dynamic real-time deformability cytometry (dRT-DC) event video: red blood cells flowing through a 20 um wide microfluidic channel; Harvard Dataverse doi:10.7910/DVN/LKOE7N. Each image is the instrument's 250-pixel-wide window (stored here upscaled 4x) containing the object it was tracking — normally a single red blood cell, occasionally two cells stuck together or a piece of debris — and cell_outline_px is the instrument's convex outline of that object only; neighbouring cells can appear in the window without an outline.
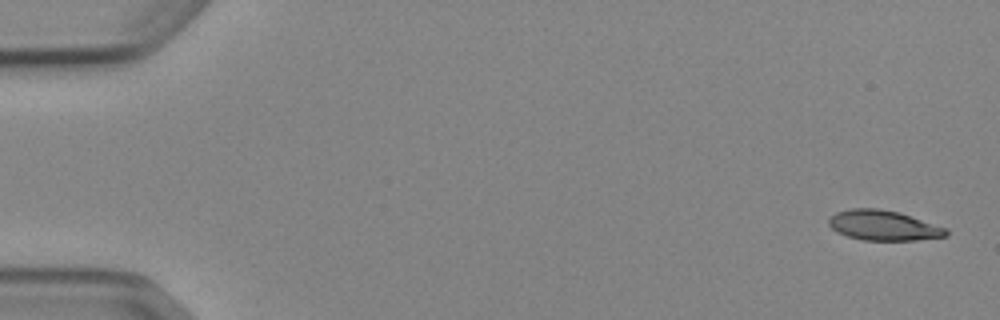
{"species": "Egyptian fruit bat (a non-hibernating species)", "species_latin": "Rousettus aegyptiacus", "temperature_condition": "cold", "stored_images_in_passage": 5, "camera_frame_rate_fps": 3000, "um_per_image_px": 0.085, "animal": {"sex": "female"}, "frame": {"image": 1, "passage_image": 1, "time_ms": 0.0, "image_size_px": [1000, 320], "cell_outline_px": [[948, 236], [916, 240], [864, 240], [848, 236], [836, 232], [828, 224], [828, 220], [836, 212], [852, 208], [880, 208], [900, 212], [948, 228]], "centroid_in_image_um": [75.12, 19.15], "position_along_channel_um": 9.9, "area_um2": 20.69}}
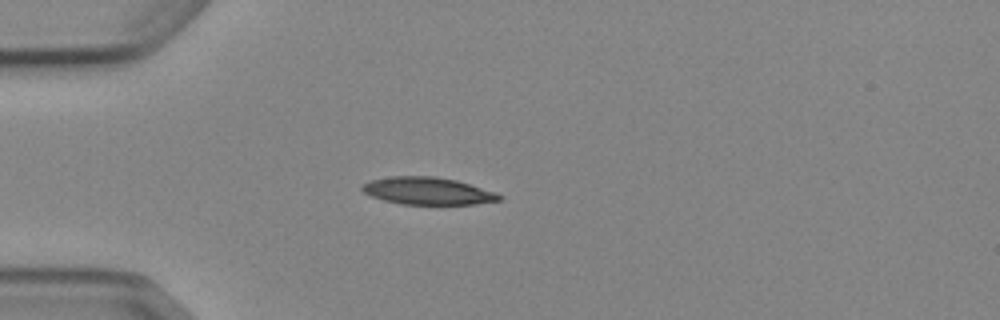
{"frame": {"image": 2, "passage_image": 4, "time_ms": 4.333, "image_size_px": [1000, 320], "cell_outline_px": [[504, 200], [476, 204], [400, 204], [384, 200], [372, 196], [364, 192], [360, 188], [360, 184], [372, 180], [392, 176], [432, 176], [456, 180], [496, 192], [504, 196]], "centroid_in_image_um": [36.38, 16.23], "position_along_channel_um": 48.6, "area_um2": 21.91}}